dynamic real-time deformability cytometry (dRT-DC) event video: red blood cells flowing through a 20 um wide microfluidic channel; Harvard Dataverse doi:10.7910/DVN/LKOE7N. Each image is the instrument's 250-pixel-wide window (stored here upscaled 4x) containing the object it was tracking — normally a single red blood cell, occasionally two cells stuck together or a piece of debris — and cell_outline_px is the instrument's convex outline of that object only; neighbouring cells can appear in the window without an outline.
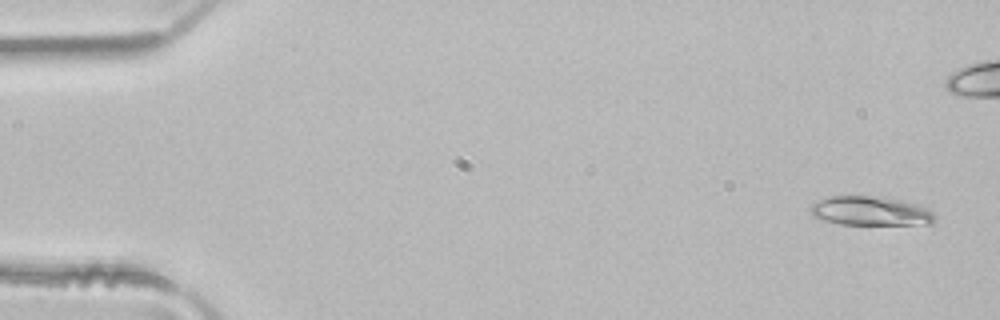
{"species": "common noctule bat (a hibernating species)", "species_latin": "Nyctalus noctula", "temperature_condition": "room temperature", "stored_images_in_passage": 4, "camera_frame_rate_fps": 3000, "um_per_image_px": 0.085, "animal": {"sex": "male", "body_mass_g": 21.5, "forearm_length_mm": 52.0}, "frame": {"image": 1, "passage_image": 4, "time_ms": 1.0, "image_size_px": [1000, 320], "cell_outline_px": [[936, 224], [840, 224], [824, 220], [812, 216], [808, 208], [812, 204], [828, 196], [872, 196], [900, 200], [916, 204], [932, 212], [936, 216]], "centroid_in_image_um": [73.98, 17.94], "position_along_channel_um": 11.0, "area_um2": 21.04}}